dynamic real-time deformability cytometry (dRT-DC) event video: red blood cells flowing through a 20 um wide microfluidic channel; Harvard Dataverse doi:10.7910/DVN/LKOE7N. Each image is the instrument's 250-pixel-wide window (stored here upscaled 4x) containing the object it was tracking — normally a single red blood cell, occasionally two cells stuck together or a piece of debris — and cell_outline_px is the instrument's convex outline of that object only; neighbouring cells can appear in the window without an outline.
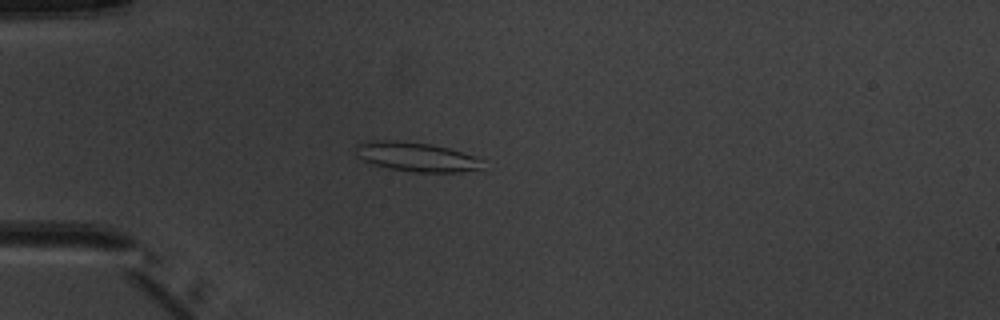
{"species": "common noctule bat (a hibernating species)", "species_latin": "Nyctalus noctula", "temperature_condition": "warm", "stored_images_in_passage": 4, "camera_frame_rate_fps": 3000, "um_per_image_px": 0.085, "animal": {"sex": "male", "body_mass_g": 20.1, "forearm_length_mm": 53.5}, "frame": {"image": 1, "passage_image": 4, "time_ms": 4.333, "image_size_px": [1000, 320], "cell_outline_px": [[484, 160], [480, 168], [460, 172], [412, 172], [388, 168], [372, 164], [356, 156], [356, 144], [372, 140], [396, 140], [432, 144], [448, 148]], "centroid_in_image_um": [35.34, 13.33], "position_along_channel_um": 49.7, "area_um2": 21.56}}